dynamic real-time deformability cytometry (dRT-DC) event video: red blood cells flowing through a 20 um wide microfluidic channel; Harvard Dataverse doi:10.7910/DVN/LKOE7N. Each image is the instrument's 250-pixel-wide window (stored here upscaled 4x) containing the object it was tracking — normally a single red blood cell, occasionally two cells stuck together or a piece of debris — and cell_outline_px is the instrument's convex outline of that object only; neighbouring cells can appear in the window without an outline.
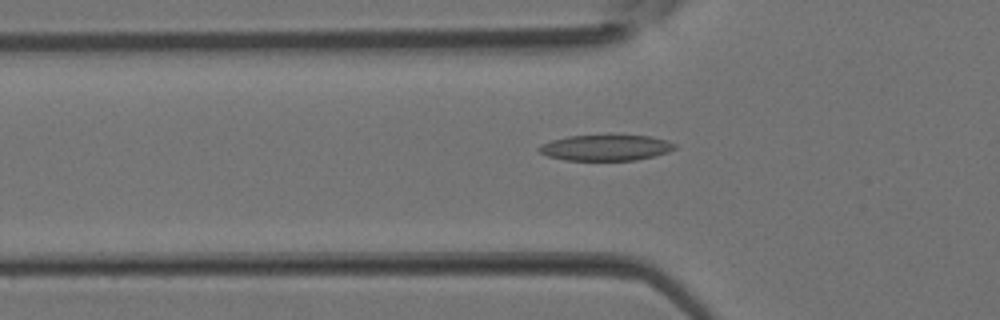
{"species": "Egyptian fruit bat (a non-hibernating species)", "species_latin": "Rousettus aegyptiacus", "temperature_condition": "room temperature", "stored_images_in_passage": 31, "camera_frame_rate_fps": 3000, "um_per_image_px": 0.085, "animal": {"sex": "female"}, "frame": {"image": 1, "passage_image": 6, "time_ms": 1.667, "image_size_px": [1000, 320], "cell_outline_px": [[676, 148], [668, 152], [636, 160], [564, 160], [548, 156], [540, 152], [536, 148], [540, 144], [552, 140], [568, 136], [616, 132], [652, 136], [668, 140], [676, 144]], "centroid_in_image_um": [51.52, 12.49], "position_along_channel_um": 74.3, "area_um2": 21.5}}
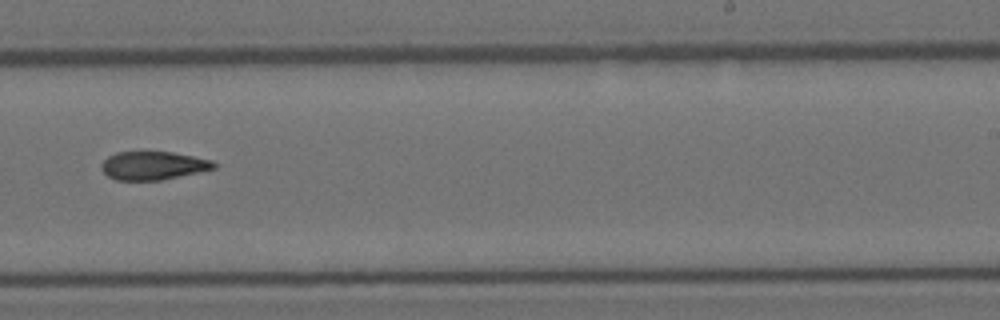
{"frame": {"image": 2, "passage_image": 17, "time_ms": 5.333, "image_size_px": [1000, 320], "cell_outline_px": [[216, 168], [160, 180], [116, 180], [108, 176], [100, 168], [100, 164], [108, 156], [116, 152], [172, 152], [212, 160], [216, 164]], "centroid_in_image_um": [12.98, 14.07], "position_along_channel_um": 276.0, "area_um2": 18.44}}
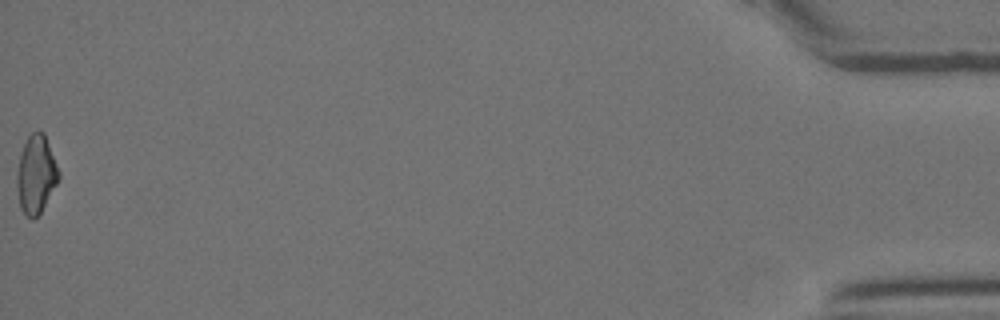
{"frame": {"image": 3, "passage_image": 31, "time_ms": 10.0, "image_size_px": [1000, 320], "cell_outline_px": [[60, 176], [56, 184], [40, 212], [32, 220], [20, 208], [16, 188], [16, 176], [20, 152], [28, 136], [32, 132], [44, 132], [60, 172]], "centroid_in_image_um": [3.04, 14.81], "position_along_channel_um": 432.2, "area_um2": 18.9}}